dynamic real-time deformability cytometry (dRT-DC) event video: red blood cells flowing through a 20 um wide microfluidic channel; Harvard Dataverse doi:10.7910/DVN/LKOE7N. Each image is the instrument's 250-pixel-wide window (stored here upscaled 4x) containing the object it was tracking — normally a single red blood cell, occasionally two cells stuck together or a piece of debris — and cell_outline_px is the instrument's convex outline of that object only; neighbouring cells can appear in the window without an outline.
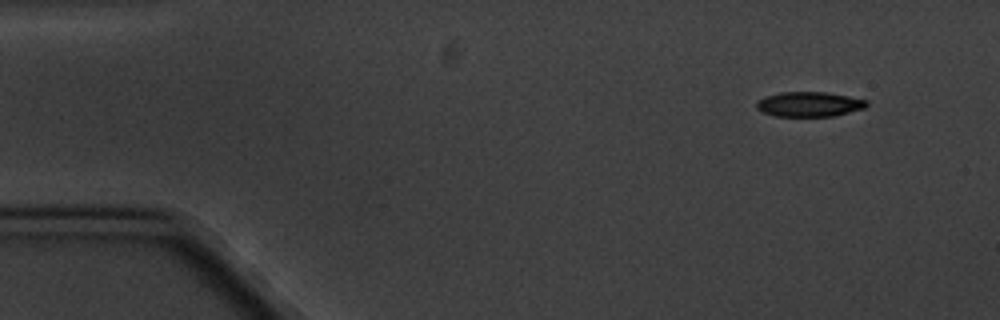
{"species": "common noctule bat (a hibernating species)", "species_latin": "Nyctalus noctula", "temperature_condition": "cold", "stored_images_in_passage": 5, "camera_frame_rate_fps": 3000, "um_per_image_px": 0.085, "animal": {"sex": "male", "body_mass_g": 20.1, "forearm_length_mm": 53.5}, "frame": {"image": 1, "passage_image": 1, "time_ms": 0.0, "image_size_px": [1000, 320], "cell_outline_px": [[868, 104], [864, 108], [832, 116], [776, 116], [764, 112], [756, 108], [756, 100], [764, 96], [780, 92], [824, 92], [848, 96], [868, 100]], "centroid_in_image_um": [68.75, 8.85], "position_along_channel_um": 16.3, "area_um2": 15.9}}
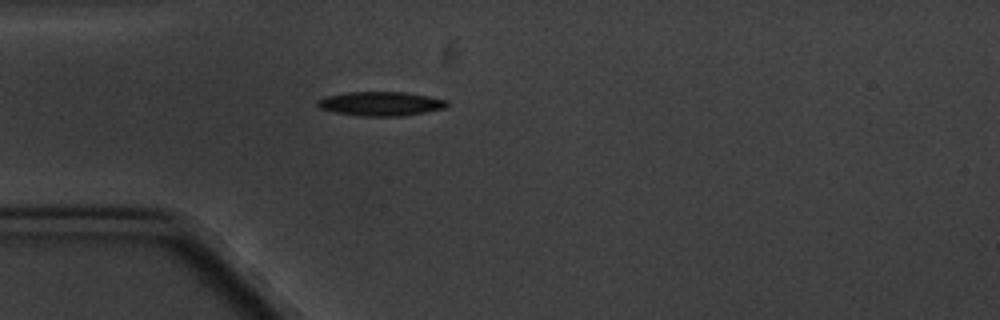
{"frame": {"image": 2, "passage_image": 4, "time_ms": 3.667, "image_size_px": [1000, 320], "cell_outline_px": [[448, 104], [444, 108], [404, 116], [360, 116], [336, 112], [320, 108], [316, 104], [320, 100], [328, 96], [348, 92], [404, 92], [428, 96], [448, 100]], "centroid_in_image_um": [32.4, 8.82], "position_along_channel_um": 52.6, "area_um2": 17.98}}